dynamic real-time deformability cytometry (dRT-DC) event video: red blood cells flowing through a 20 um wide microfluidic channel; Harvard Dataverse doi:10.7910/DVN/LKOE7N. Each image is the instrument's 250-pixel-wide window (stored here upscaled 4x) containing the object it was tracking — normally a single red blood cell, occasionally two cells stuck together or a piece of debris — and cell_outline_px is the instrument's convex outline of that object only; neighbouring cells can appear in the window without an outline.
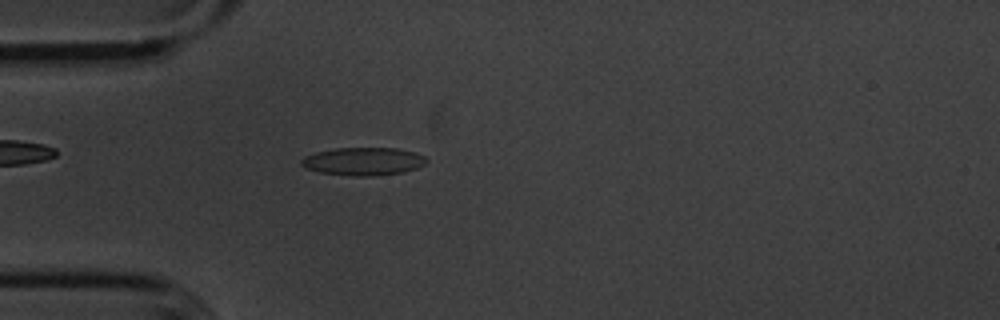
{"species": "common noctule bat (a hibernating species)", "species_latin": "Nyctalus noctula", "temperature_condition": "cold", "stored_images_in_passage": 41, "camera_frame_rate_fps": 3000, "um_per_image_px": 0.085, "animal": {"sex": "male", "body_mass_g": 20.1, "forearm_length_mm": 53.5}, "frame": {"image": 1, "passage_image": 1, "time_ms": 0.0, "image_size_px": [1000, 320], "cell_outline_px": [[428, 160], [424, 164], [416, 168], [404, 172], [372, 176], [352, 176], [320, 172], [304, 168], [300, 164], [300, 160], [304, 156], [316, 152], [336, 148], [396, 148], [416, 152], [424, 156]], "centroid_in_image_um": [30.87, 13.71], "position_along_channel_um": 54.1, "area_um2": 20.46}}
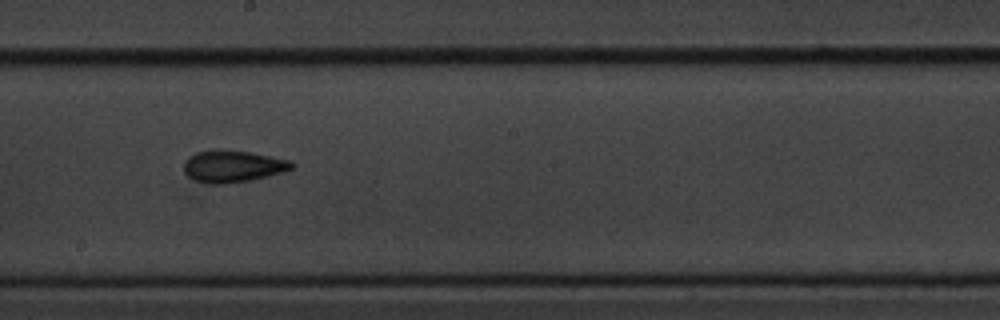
{"frame": {"image": 2, "passage_image": 16, "time_ms": 5.0, "image_size_px": [1000, 320], "cell_outline_px": [[296, 164], [292, 168], [280, 172], [248, 180], [220, 184], [208, 184], [196, 180], [188, 176], [184, 172], [184, 164], [188, 156], [196, 152], [208, 148], [220, 148], [252, 152], [292, 160]], "centroid_in_image_um": [19.75, 14.09], "position_along_channel_um": 228.5, "area_um2": 20.29}}
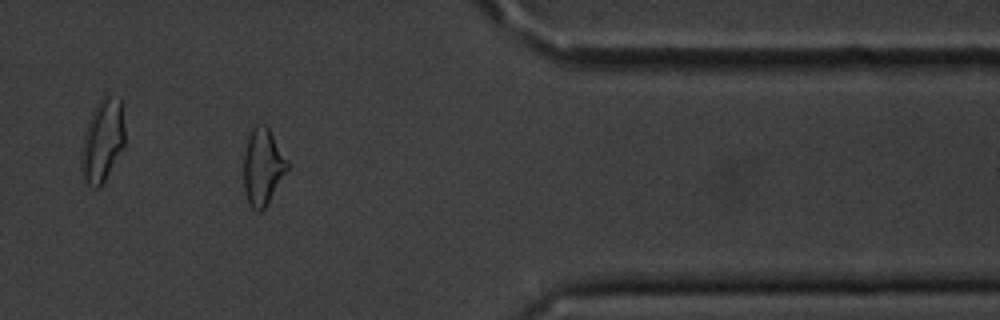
{"frame": {"image": 3, "passage_image": 31, "time_ms": 10.0, "image_size_px": [1000, 320], "cell_outline_px": [[288, 168], [264, 208], [260, 212], [256, 212], [248, 204], [244, 192], [244, 156], [248, 136], [252, 128], [256, 124], [264, 124], [268, 128], [288, 160]], "centroid_in_image_um": [22.31, 14.18], "position_along_channel_um": 389.1, "area_um2": 19.25}, "authors_computed_cell_mechanics": {"area_um2": 19.2474, "velocity_mm_per_s": 3.6037, "shape_relaxation_time_tau1_ms": 4.5909, "shape_relaxation_time_tau2_ms": 1.7503, "deformation_change_tau1": 0.1404, "deformation_change_tau2": 0.0905}}